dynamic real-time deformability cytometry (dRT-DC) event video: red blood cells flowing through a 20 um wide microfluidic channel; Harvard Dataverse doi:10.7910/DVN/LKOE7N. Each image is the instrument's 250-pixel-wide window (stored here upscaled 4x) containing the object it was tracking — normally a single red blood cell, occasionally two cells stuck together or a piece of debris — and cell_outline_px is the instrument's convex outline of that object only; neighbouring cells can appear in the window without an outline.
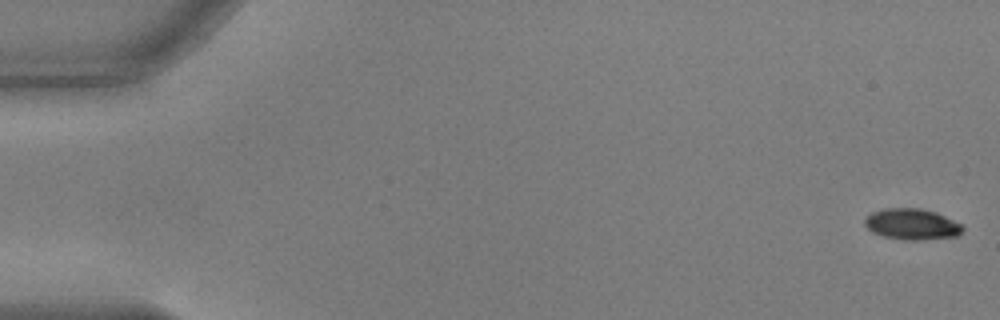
{"species": "common noctule bat (a hibernating species)", "species_latin": "Nyctalus noctula", "temperature_condition": "warm", "stored_images_in_passage": 56, "camera_frame_rate_fps": 3000, "um_per_image_px": 0.085, "animal": {"sex": "male", "body_mass_g": 17.9, "forearm_length_mm": 54.2}, "frame": {"image": 1, "passage_image": 1, "time_ms": 0.0, "image_size_px": [1000, 320], "cell_outline_px": [[964, 228], [956, 236], [924, 240], [904, 240], [880, 236], [872, 232], [864, 224], [864, 220], [872, 212], [884, 208], [920, 208], [936, 212], [960, 224]], "centroid_in_image_um": [77.47, 19.06], "position_along_channel_um": 7.5, "area_um2": 17.69}}
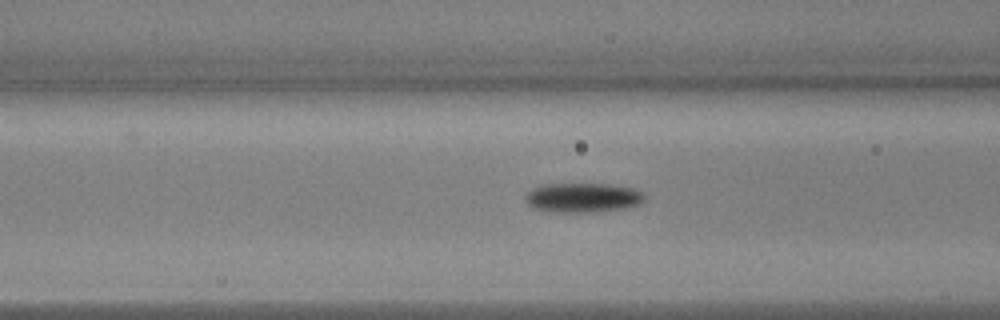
{"frame": {"image": 2, "passage_image": 22, "time_ms": 7.0, "image_size_px": [1000, 320], "cell_outline_px": [[644, 200], [640, 204], [624, 208], [600, 212], [560, 212], [532, 208], [524, 200], [524, 192], [540, 184], [612, 184], [632, 188], [640, 192], [644, 196]], "centroid_in_image_um": [49.48, 16.79], "position_along_channel_um": 117.1, "area_um2": 20.69}}
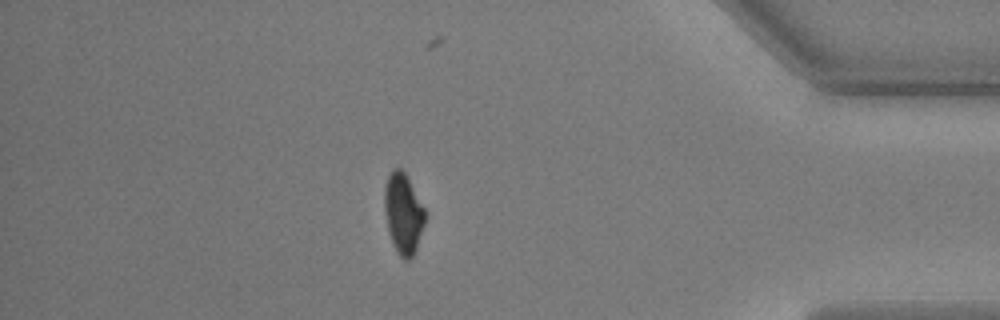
{"frame": {"image": 3, "passage_image": 48, "time_ms": 15.667, "image_size_px": [1000, 320], "cell_outline_px": [[424, 224], [416, 248], [412, 256], [408, 260], [404, 260], [396, 252], [388, 232], [384, 208], [384, 188], [388, 176], [392, 168], [400, 168], [404, 172], [424, 208]], "centroid_in_image_um": [34.24, 18.15], "position_along_channel_um": 401.0, "area_um2": 18.73}, "authors_computed_cell_mechanics": {"area_um2": 19.4208, "velocity_mm_per_s": 3.6912, "shape_relaxation_time_tau1_ms": 3.0767, "shape_relaxation_time_tau2_ms": null, "deformation_change_tau1": 0.1665, "deformation_change_tau2": null}}